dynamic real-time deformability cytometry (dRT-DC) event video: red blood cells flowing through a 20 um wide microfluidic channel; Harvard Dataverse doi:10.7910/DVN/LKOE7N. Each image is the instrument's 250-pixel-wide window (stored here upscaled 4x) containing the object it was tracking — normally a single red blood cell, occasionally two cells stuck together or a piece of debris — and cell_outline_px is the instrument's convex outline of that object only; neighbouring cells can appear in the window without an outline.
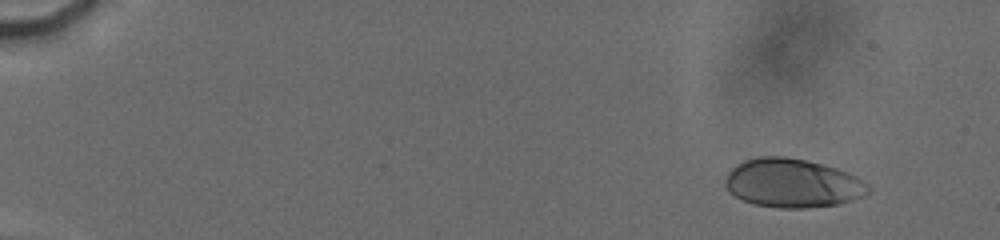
{"species": "human", "species_latin": "Homo sapiens", "temperature_condition": "cold", "stored_images_in_passage": 12, "camera_frame_rate_fps": 3000, "um_per_image_px": 0.085, "donor": {"sex": "male"}, "frame": {"image": 1, "passage_image": 3, "time_ms": 1.667, "image_size_px": [1000, 240], "cell_outline_px": [[872, 188], [868, 192], [852, 200], [836, 204], [808, 208], [776, 208], [756, 204], [744, 200], [728, 192], [724, 184], [724, 180], [728, 172], [736, 164], [744, 160], [756, 156], [784, 156], [824, 164], [848, 172], [856, 176], [868, 184]], "centroid_in_image_um": [67.34, 15.56], "position_along_channel_um": 17.7, "area_um2": 40.81}}
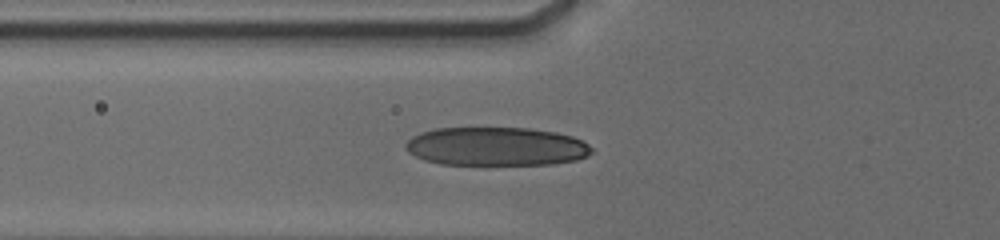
{"frame": {"image": 2, "passage_image": 12, "time_ms": 7.333, "image_size_px": [1000, 240], "cell_outline_px": [[592, 152], [588, 156], [576, 160], [552, 164], [440, 164], [424, 160], [408, 152], [404, 148], [404, 144], [412, 136], [420, 132], [436, 128], [528, 128], [556, 132], [572, 136], [588, 144], [592, 148]], "centroid_in_image_um": [42.16, 12.44], "position_along_channel_um": 83.6, "area_um2": 41.91}}